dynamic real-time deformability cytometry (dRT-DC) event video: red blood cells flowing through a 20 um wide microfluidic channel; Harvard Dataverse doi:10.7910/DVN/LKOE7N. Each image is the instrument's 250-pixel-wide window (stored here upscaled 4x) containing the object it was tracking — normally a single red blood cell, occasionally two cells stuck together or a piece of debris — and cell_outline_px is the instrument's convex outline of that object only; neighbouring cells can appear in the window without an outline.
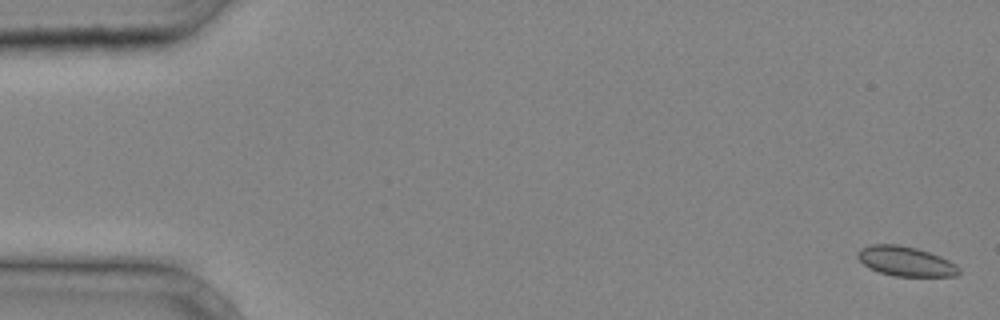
{"species": "common noctule bat (a hibernating species)", "species_latin": "Nyctalus noctula", "temperature_condition": "cold", "stored_images_in_passage": 38, "camera_frame_rate_fps": 3000, "um_per_image_px": 0.085, "animal": {"sex": "male", "body_mass_g": 20.4}, "frame": {"image": 1, "passage_image": 1, "time_ms": 0.0, "image_size_px": [1000, 320], "cell_outline_px": [[960, 272], [956, 276], [896, 276], [880, 272], [868, 268], [856, 256], [856, 252], [872, 244], [896, 244], [916, 248], [940, 256], [956, 264], [960, 268]], "centroid_in_image_um": [76.99, 22.21], "position_along_channel_um": 8.0, "area_um2": 17.4}}
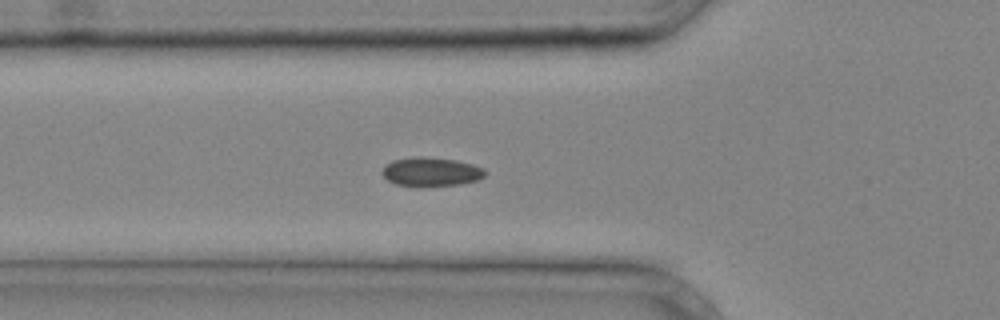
{"frame": {"image": 2, "passage_image": 14, "time_ms": 4.333, "image_size_px": [1000, 320], "cell_outline_px": [[488, 172], [480, 180], [460, 184], [420, 188], [416, 188], [396, 184], [388, 180], [380, 172], [384, 164], [392, 160], [412, 156], [420, 156], [456, 160], [472, 164], [484, 168]], "centroid_in_image_um": [36.62, 14.62], "position_along_channel_um": 89.2, "area_um2": 18.03}}
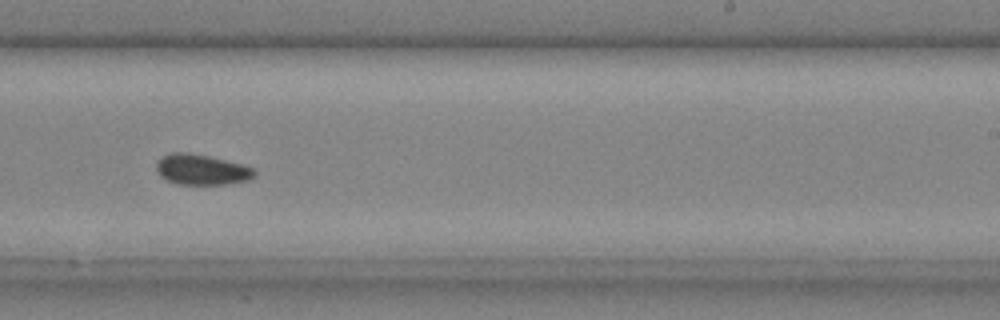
{"frame": {"image": 3, "passage_image": 25, "time_ms": 8.0, "image_size_px": [1000, 320], "cell_outline_px": [[256, 176], [248, 180], [224, 184], [176, 184], [160, 176], [156, 168], [156, 160], [172, 152], [188, 152], [208, 156], [240, 164], [252, 168], [256, 172]], "centroid_in_image_um": [17.1, 14.41], "position_along_channel_um": 271.9, "area_um2": 17.28}}